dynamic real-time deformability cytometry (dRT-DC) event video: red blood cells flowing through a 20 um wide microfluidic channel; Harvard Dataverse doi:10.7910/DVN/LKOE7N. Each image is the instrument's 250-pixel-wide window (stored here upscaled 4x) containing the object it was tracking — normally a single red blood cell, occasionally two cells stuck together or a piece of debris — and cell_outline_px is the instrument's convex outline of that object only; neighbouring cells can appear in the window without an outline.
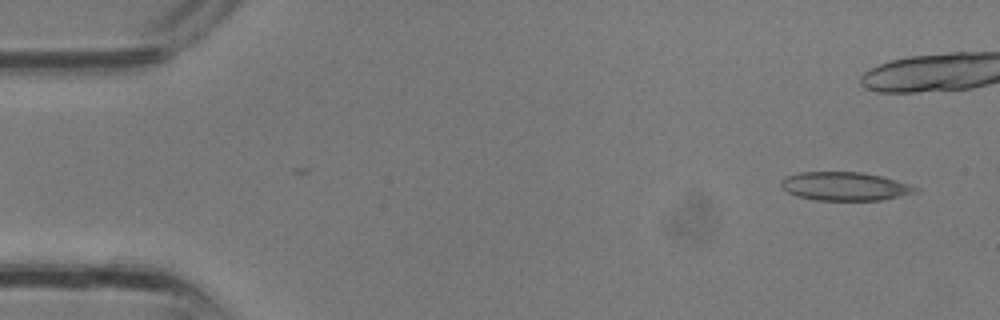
{"species": "common noctule bat (a hibernating species)", "species_latin": "Nyctalus noctula", "temperature_condition": "room temperature", "stored_images_in_passage": 25, "camera_frame_rate_fps": 3000, "um_per_image_px": 0.085, "animal": {"sex": "male", "body_mass_g": 13.3}, "frame": {"image": 1, "passage_image": 1, "time_ms": 0.0, "image_size_px": [1000, 320], "cell_outline_px": [[920, 188], [916, 192], [900, 196], [880, 200], [816, 200], [796, 196], [788, 192], [780, 184], [780, 180], [784, 176], [800, 172], [860, 172], [884, 176]], "centroid_in_image_um": [71.79, 15.83], "position_along_channel_um": 13.2, "area_um2": 22.37}}
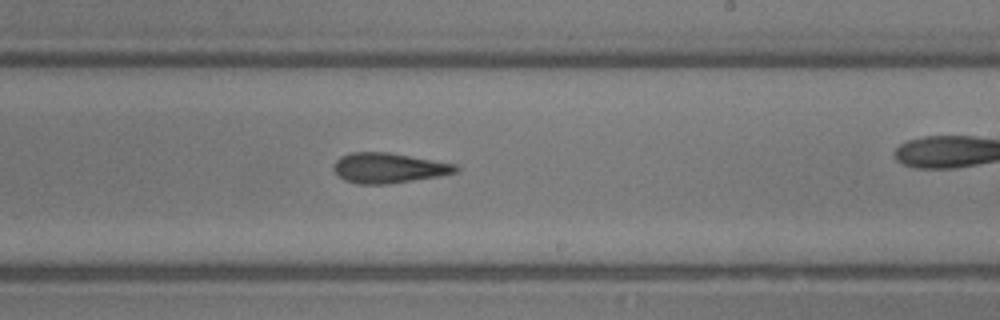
{"frame": {"image": 2, "passage_image": 18, "time_ms": 5.667, "image_size_px": [1000, 320], "cell_outline_px": [[460, 168], [456, 172], [440, 176], [384, 184], [360, 184], [344, 180], [332, 168], [332, 164], [340, 156], [352, 152], [388, 152], [456, 164]], "centroid_in_image_um": [33.01, 14.27], "position_along_channel_um": 256.0, "area_um2": 21.33}}
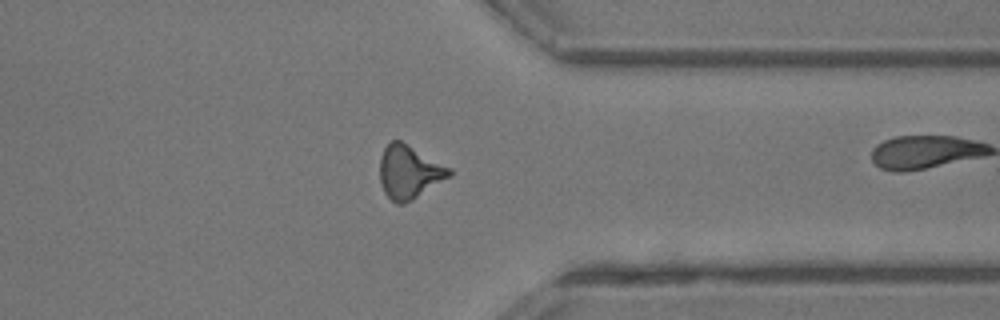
{"frame": {"image": 3, "passage_image": 24, "time_ms": 7.667, "image_size_px": [1000, 320], "cell_outline_px": [[452, 176], [412, 200], [404, 204], [396, 204], [384, 192], [380, 180], [380, 156], [384, 148], [392, 140], [400, 140], [452, 168]], "centroid_in_image_um": [34.8, 14.62], "position_along_channel_um": 376.6, "area_um2": 21.68}}